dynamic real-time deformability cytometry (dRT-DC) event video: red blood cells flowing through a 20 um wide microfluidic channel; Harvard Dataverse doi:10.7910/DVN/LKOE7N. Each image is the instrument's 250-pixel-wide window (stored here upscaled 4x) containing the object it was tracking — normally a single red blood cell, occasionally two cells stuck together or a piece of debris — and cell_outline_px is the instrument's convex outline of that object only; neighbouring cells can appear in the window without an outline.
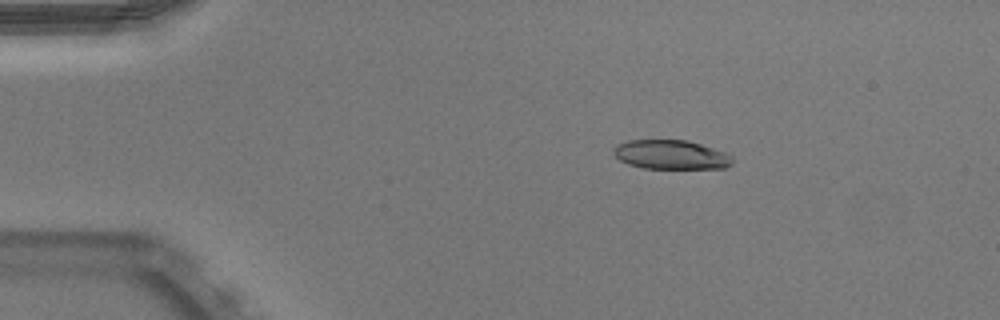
{"species": "Egyptian fruit bat (a non-hibernating species)", "species_latin": "Rousettus aegyptiacus", "temperature_condition": "warm", "stored_images_in_passage": 51, "camera_frame_rate_fps": 3000, "um_per_image_px": 0.085, "animal": {"sex": "male"}, "frame": {"image": 1, "passage_image": 9, "time_ms": 2.667, "image_size_px": [1000, 320], "cell_outline_px": [[736, 160], [732, 164], [724, 168], [644, 168], [628, 164], [620, 160], [612, 152], [612, 148], [628, 140], [688, 140], [728, 152]], "centroid_in_image_um": [57.09, 13.14], "position_along_channel_um": 27.9, "area_um2": 20.4}}
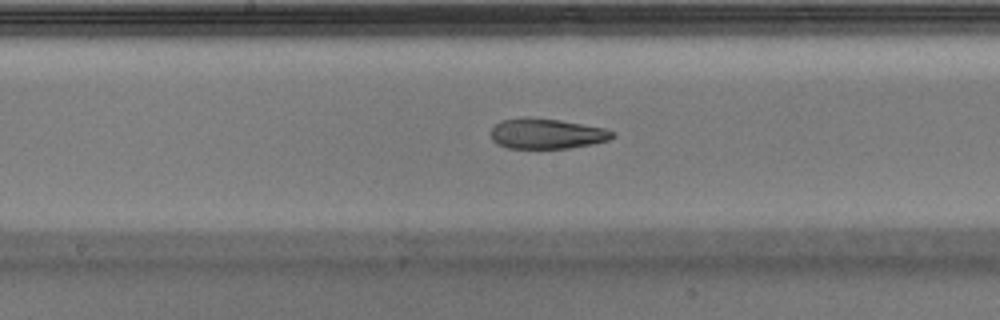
{"frame": {"image": 2, "passage_image": 27, "time_ms": 8.667, "image_size_px": [1000, 320], "cell_outline_px": [[616, 136], [608, 140], [592, 144], [568, 148], [508, 148], [496, 144], [492, 140], [488, 132], [500, 120], [528, 116], [560, 120], [604, 128], [616, 132]], "centroid_in_image_um": [46.43, 11.35], "position_along_channel_um": 201.8, "area_um2": 21.79}}
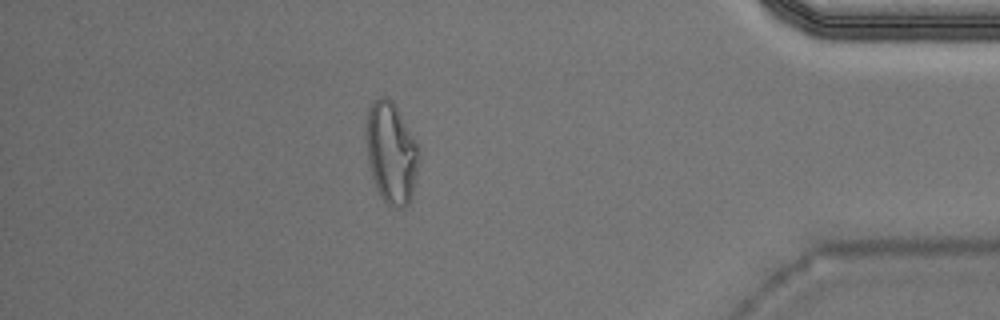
{"frame": {"image": 3, "passage_image": 45, "time_ms": 14.667, "image_size_px": [1000, 320], "cell_outline_px": [[416, 172], [412, 196], [408, 204], [400, 208], [392, 208], [380, 196], [376, 188], [368, 164], [364, 136], [364, 128], [368, 108], [372, 100], [380, 96], [384, 96], [392, 100], [416, 144]], "centroid_in_image_um": [33.16, 12.97], "position_along_channel_um": 402.0, "area_um2": 30.92}, "authors_computed_cell_mechanics": {"area_um2": 22.0796, "velocity_mm_per_s": 3.9549, "shape_relaxation_time_tau1_ms": null, "shape_relaxation_time_tau2_ms": 3.0824, "deformation_change_tau1": null, "deformation_change_tau2": 0.1156}}